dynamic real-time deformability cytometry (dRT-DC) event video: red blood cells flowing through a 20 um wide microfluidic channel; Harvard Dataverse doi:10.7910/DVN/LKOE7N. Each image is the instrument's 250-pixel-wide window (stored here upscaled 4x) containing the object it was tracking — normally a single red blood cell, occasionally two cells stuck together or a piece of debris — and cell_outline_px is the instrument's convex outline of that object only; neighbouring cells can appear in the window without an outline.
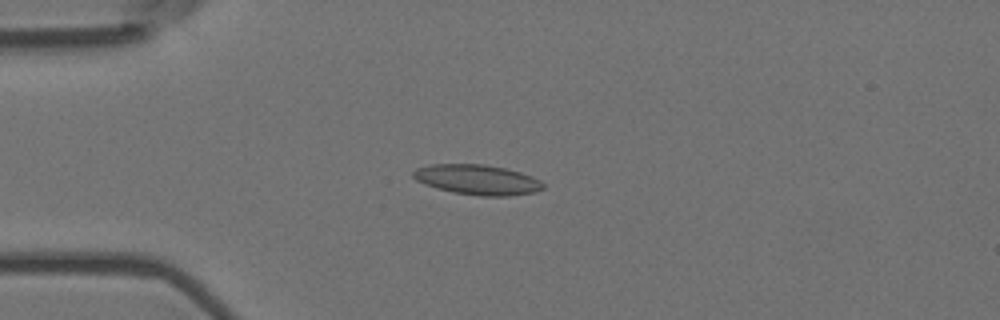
{"species": "Egyptian fruit bat (a non-hibernating species)", "species_latin": "Rousettus aegyptiacus", "temperature_condition": "room temperature", "stored_images_in_passage": 9, "camera_frame_rate_fps": 3000, "um_per_image_px": 0.085, "animal": {"sex": "female"}, "frame": {"image": 1, "passage_image": 4, "time_ms": 1.0, "image_size_px": [1000, 320], "cell_outline_px": [[544, 188], [536, 192], [508, 196], [480, 196], [452, 192], [436, 188], [424, 184], [416, 180], [412, 176], [412, 172], [416, 168], [428, 164], [484, 164], [504, 168], [520, 172], [532, 176], [540, 180], [544, 184]], "centroid_in_image_um": [40.56, 15.27], "position_along_channel_um": 44.4, "area_um2": 22.95}}
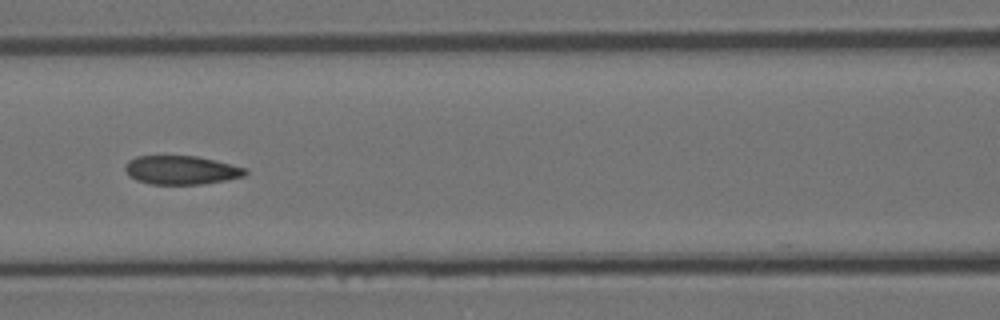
{"frame": {"image": 2, "passage_image": 7, "time_ms": 2.0, "image_size_px": [1000, 320], "cell_outline_px": [[248, 172], [244, 176], [204, 184], [152, 184], [136, 180], [128, 176], [124, 168], [124, 164], [128, 160], [136, 156], [196, 156], [248, 168]], "centroid_in_image_um": [15.38, 14.45], "position_along_channel_um": 151.2, "area_um2": 20.17}}
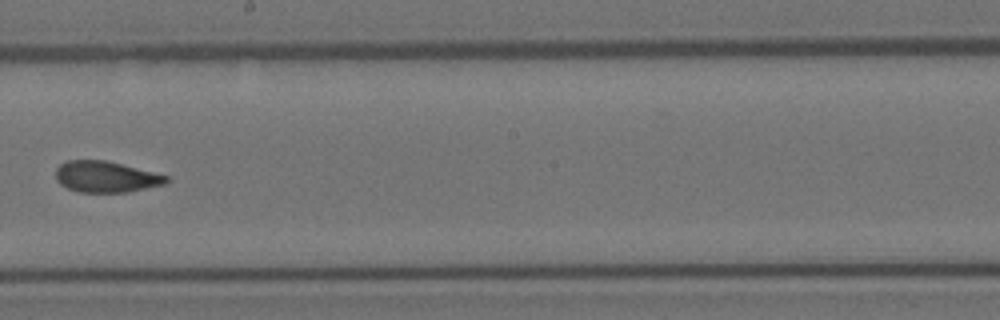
{"frame": {"image": 3, "passage_image": 9, "time_ms": 2.667, "image_size_px": [1000, 320], "cell_outline_px": [[172, 180], [168, 184], [128, 192], [80, 192], [68, 188], [60, 184], [56, 180], [56, 168], [60, 164], [68, 160], [104, 160], [168, 176]], "centroid_in_image_um": [9.03, 15.04], "position_along_channel_um": 239.2, "area_um2": 20.06}}